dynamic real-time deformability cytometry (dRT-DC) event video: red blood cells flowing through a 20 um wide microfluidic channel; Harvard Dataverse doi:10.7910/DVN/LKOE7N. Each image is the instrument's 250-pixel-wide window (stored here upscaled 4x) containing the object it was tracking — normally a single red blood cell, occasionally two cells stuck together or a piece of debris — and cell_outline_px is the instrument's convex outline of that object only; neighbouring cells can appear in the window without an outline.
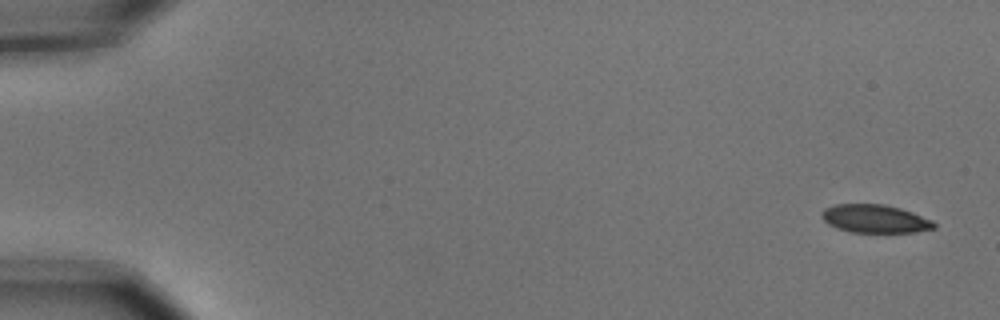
{"species": "common noctule bat (a hibernating species)", "species_latin": "Nyctalus noctula", "temperature_condition": "cold", "stored_images_in_passage": 6, "camera_frame_rate_fps": 3000, "um_per_image_px": 0.085, "animal": {"sex": "male", "body_mass_g": 15.6}, "frame": {"image": 1, "passage_image": 1, "time_ms": 0.0, "image_size_px": [1000, 320], "cell_outline_px": [[936, 228], [916, 232], [852, 232], [836, 228], [828, 224], [820, 216], [820, 212], [824, 208], [836, 204], [884, 204], [900, 208], [912, 212], [932, 220], [936, 224]], "centroid_in_image_um": [74.35, 18.59], "position_along_channel_um": 10.6, "area_um2": 18.55}}
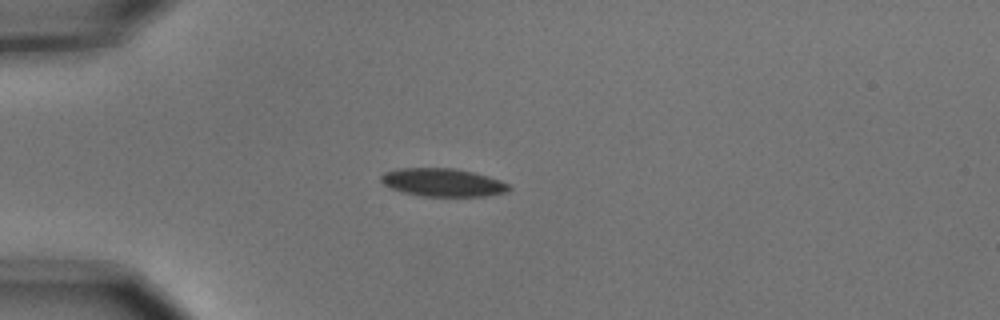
{"frame": {"image": 2, "passage_image": 4, "time_ms": 1.0, "image_size_px": [1000, 320], "cell_outline_px": [[512, 188], [508, 192], [484, 196], [420, 196], [404, 192], [392, 188], [384, 184], [380, 180], [380, 176], [384, 172], [396, 168], [456, 168], [488, 176], [500, 180], [508, 184]], "centroid_in_image_um": [37.64, 15.5], "position_along_channel_um": 47.4, "area_um2": 20.98}}
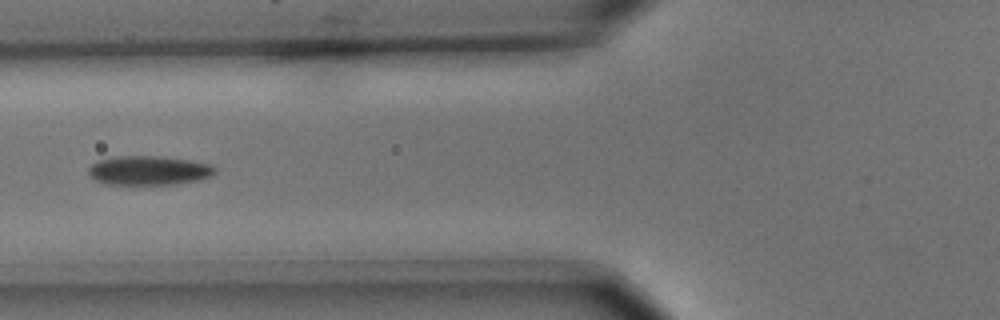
{"frame": {"image": 3, "passage_image": 6, "time_ms": 1.667, "image_size_px": [1000, 320], "cell_outline_px": [[216, 172], [212, 176], [200, 180], [176, 184], [104, 184], [88, 176], [88, 168], [96, 160], [116, 156], [160, 156], [192, 160], [212, 164], [216, 168]], "centroid_in_image_um": [12.66, 14.48], "position_along_channel_um": 113.1, "area_um2": 21.91}}